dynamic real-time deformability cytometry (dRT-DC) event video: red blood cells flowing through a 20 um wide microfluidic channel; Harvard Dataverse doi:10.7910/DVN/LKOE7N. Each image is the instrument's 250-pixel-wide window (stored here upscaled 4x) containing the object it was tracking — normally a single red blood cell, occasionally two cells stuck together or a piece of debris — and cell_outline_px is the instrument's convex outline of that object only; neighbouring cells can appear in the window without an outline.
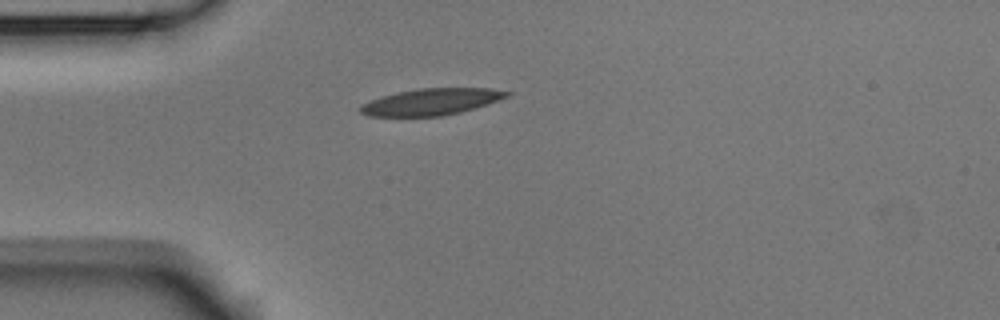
{"species": "Egyptian fruit bat (a non-hibernating species)", "species_latin": "Rousettus aegyptiacus", "temperature_condition": "room temperature", "stored_images_in_passage": 2, "camera_frame_rate_fps": 3000, "um_per_image_px": 0.085, "animal": {"sex": "male"}, "frame": {"image": 1, "passage_image": 1, "time_ms": 0.0, "image_size_px": [1000, 320], "cell_outline_px": [[512, 92], [508, 96], [488, 104], [476, 108], [460, 112], [440, 116], [368, 116], [360, 112], [360, 108], [364, 104], [380, 96], [420, 88], [488, 88]], "centroid_in_image_um": [36.69, 8.65], "position_along_channel_um": 48.3, "area_um2": 22.43}}